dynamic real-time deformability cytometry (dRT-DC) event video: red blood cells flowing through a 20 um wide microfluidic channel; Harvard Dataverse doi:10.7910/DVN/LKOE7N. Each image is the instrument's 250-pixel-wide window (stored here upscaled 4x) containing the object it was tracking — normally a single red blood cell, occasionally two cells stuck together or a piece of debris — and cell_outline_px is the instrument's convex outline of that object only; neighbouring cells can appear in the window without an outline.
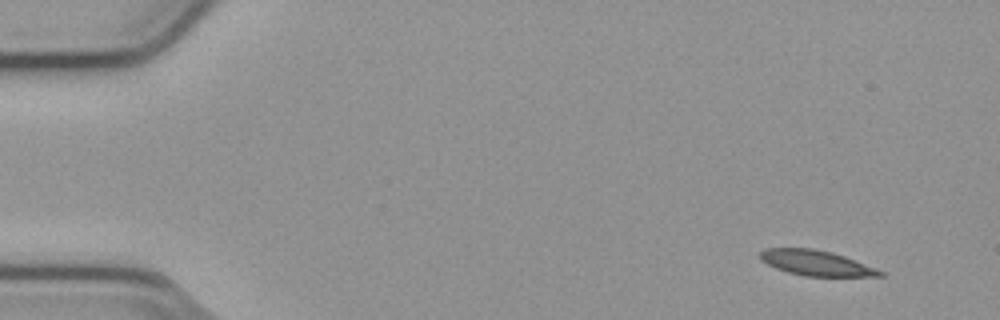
{"species": "common noctule bat (a hibernating species)", "species_latin": "Nyctalus noctula", "temperature_condition": "cold", "stored_images_in_passage": 54, "camera_frame_rate_fps": 3000, "um_per_image_px": 0.085, "animal": {"sex": "male", "body_mass_g": 23.1, "forearm_length_mm": 52.7}, "frame": {"image": 1, "passage_image": 4, "time_ms": 1.0, "image_size_px": [1000, 320], "cell_outline_px": [[884, 276], [804, 276], [788, 272], [776, 268], [760, 260], [760, 252], [764, 248], [812, 248], [832, 252], [844, 256], [884, 272]], "centroid_in_image_um": [69.33, 22.34], "position_along_channel_um": 15.7, "area_um2": 17.46}}
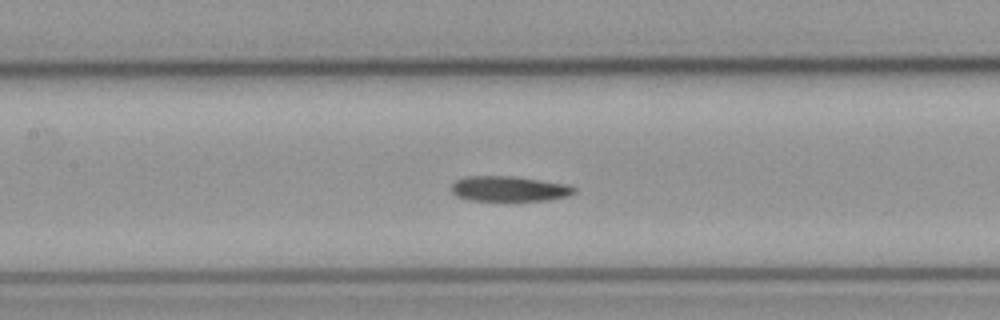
{"frame": {"image": 2, "passage_image": 25, "time_ms": 8.0, "image_size_px": [1000, 320], "cell_outline_px": [[576, 192], [568, 196], [548, 200], [468, 200], [456, 196], [452, 192], [452, 184], [456, 180], [464, 176], [512, 176], [572, 184], [576, 188]], "centroid_in_image_um": [43.31, 16.03], "position_along_channel_um": 164.1, "area_um2": 18.21}}
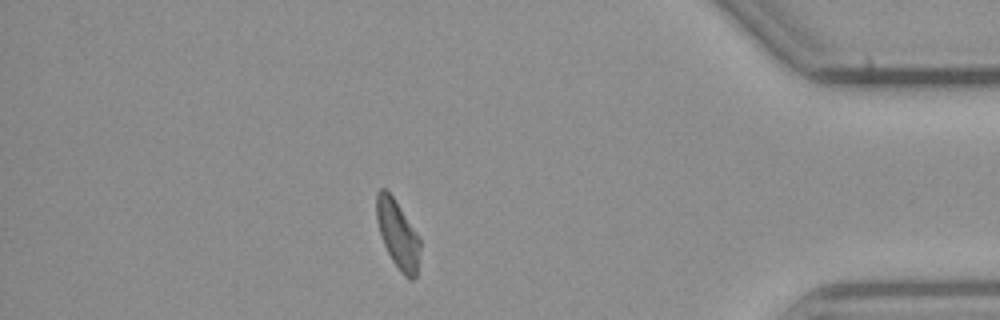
{"frame": {"image": 3, "passage_image": 47, "time_ms": 15.333, "image_size_px": [1000, 320], "cell_outline_px": [[420, 248], [416, 276], [412, 280], [408, 280], [400, 272], [392, 260], [384, 244], [376, 220], [376, 192], [380, 188], [384, 188], [392, 196], [420, 236]], "centroid_in_image_um": [33.81, 19.93], "position_along_channel_um": 401.4, "area_um2": 17.28}}